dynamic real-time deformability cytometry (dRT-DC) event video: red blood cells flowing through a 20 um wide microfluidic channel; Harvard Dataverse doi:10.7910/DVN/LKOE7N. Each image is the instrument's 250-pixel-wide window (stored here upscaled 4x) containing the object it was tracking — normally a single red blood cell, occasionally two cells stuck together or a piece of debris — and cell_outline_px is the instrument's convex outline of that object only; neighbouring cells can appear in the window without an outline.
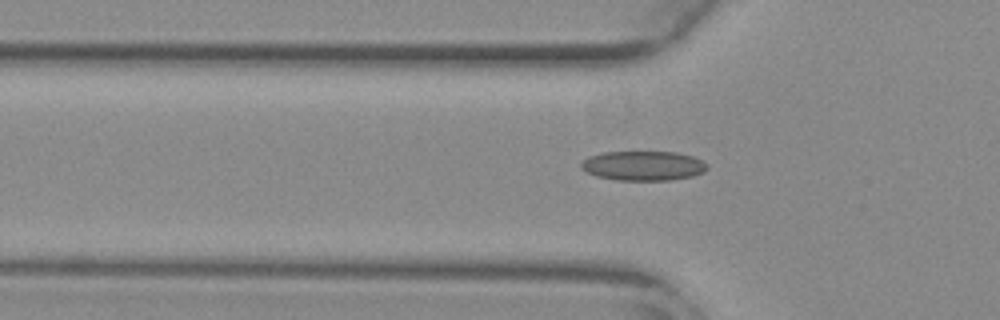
{"species": "common noctule bat (a hibernating species)", "species_latin": "Nyctalus noctula", "temperature_condition": "warm", "stored_images_in_passage": 48, "camera_frame_rate_fps": 3000, "um_per_image_px": 0.085, "animal": {"sex": "female", "body_mass_g": 29.2, "forearm_length_mm": 56.3}, "frame": {"image": 1, "passage_image": 17, "time_ms": 5.333, "image_size_px": [1000, 320], "cell_outline_px": [[708, 168], [704, 172], [692, 176], [668, 180], [616, 180], [596, 176], [580, 168], [580, 164], [588, 156], [604, 152], [676, 152], [692, 156], [708, 164]], "centroid_in_image_um": [54.67, 14.09], "position_along_channel_um": 71.1, "area_um2": 21.68}}
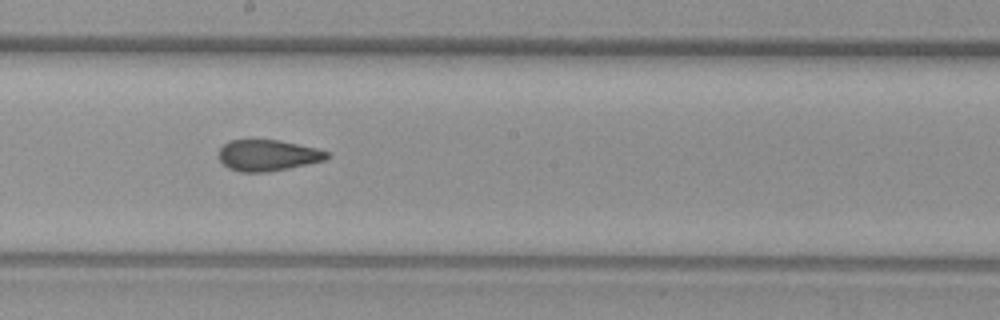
{"frame": {"image": 2, "passage_image": 29, "time_ms": 9.333, "image_size_px": [1000, 320], "cell_outline_px": [[332, 156], [324, 160], [288, 168], [268, 172], [240, 172], [228, 168], [220, 160], [220, 148], [228, 140], [280, 140], [316, 148], [328, 152]], "centroid_in_image_um": [22.77, 13.2], "position_along_channel_um": 225.4, "area_um2": 19.54}}
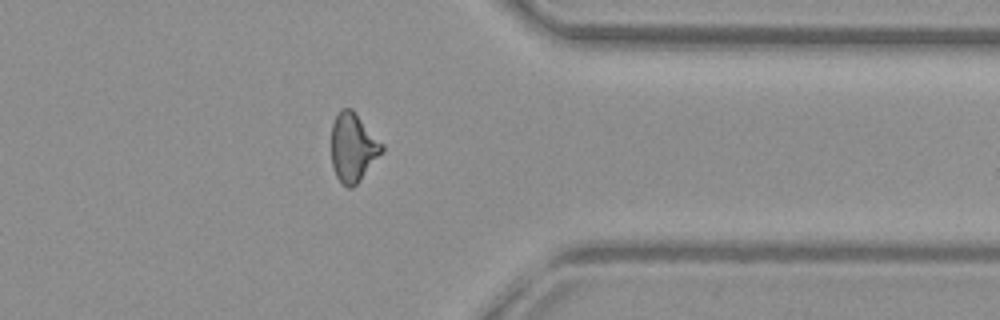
{"frame": {"image": 3, "passage_image": 42, "time_ms": 13.667, "image_size_px": [1000, 320], "cell_outline_px": [[384, 152], [360, 180], [352, 188], [348, 188], [336, 176], [332, 168], [332, 124], [340, 108], [352, 108], [384, 144]], "centroid_in_image_um": [30.03, 12.52], "position_along_channel_um": 381.4, "area_um2": 20.4}, "authors_computed_cell_mechanics": {"area_um2": 20.3167, "velocity_mm_per_s": 3.8394, "shape_relaxation_time_tau1_ms": null, "shape_relaxation_time_tau2_ms": 2.1375, "deformation_change_tau1": null, "deformation_change_tau2": 0.0914}}